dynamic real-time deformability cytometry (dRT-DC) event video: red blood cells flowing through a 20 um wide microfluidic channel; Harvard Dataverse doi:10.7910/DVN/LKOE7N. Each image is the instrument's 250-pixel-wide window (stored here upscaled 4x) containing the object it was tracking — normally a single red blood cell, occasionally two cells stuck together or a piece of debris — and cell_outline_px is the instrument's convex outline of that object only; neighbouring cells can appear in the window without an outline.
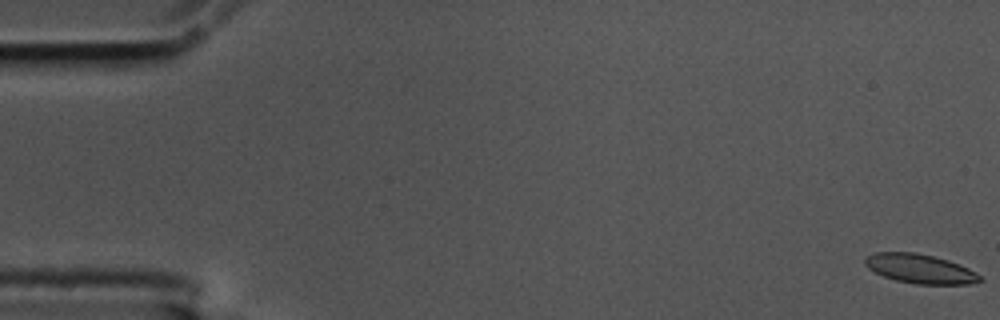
{"species": "common noctule bat (a hibernating species)", "species_latin": "Nyctalus noctula", "temperature_condition": "cold", "stored_images_in_passage": 59, "camera_frame_rate_fps": 3000, "um_per_image_px": 0.085, "animal": {"sex": "male", "body_mass_g": 17.5, "forearm_length_mm": 52.3}, "frame": {"image": 1, "passage_image": 1, "time_ms": 0.0, "image_size_px": [1000, 320], "cell_outline_px": [[984, 280], [976, 284], [916, 284], [896, 280], [884, 276], [868, 268], [864, 264], [864, 256], [876, 252], [916, 252], [948, 260], [968, 268], [976, 272]], "centroid_in_image_um": [78.21, 22.84], "position_along_channel_um": 6.8, "area_um2": 19.65}}
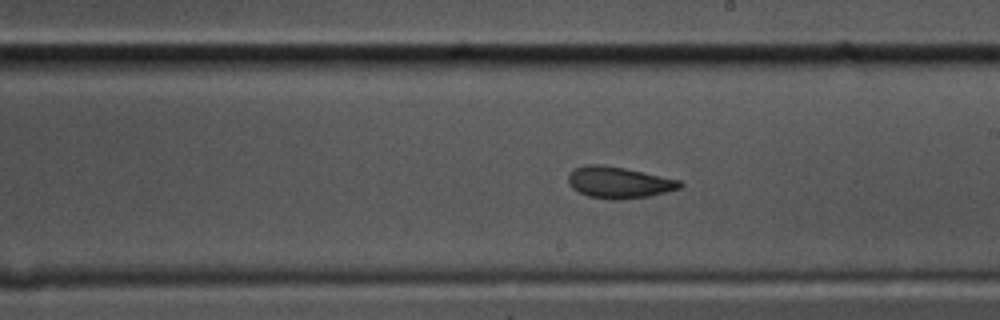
{"frame": {"image": 2, "passage_image": 33, "time_ms": 10.667, "image_size_px": [1000, 320], "cell_outline_px": [[684, 184], [680, 188], [648, 196], [620, 200], [612, 200], [588, 196], [572, 188], [568, 184], [568, 172], [576, 168], [588, 164], [604, 164], [624, 168], [680, 180]], "centroid_in_image_um": [52.57, 15.5], "position_along_channel_um": 236.4, "area_um2": 20.46}}
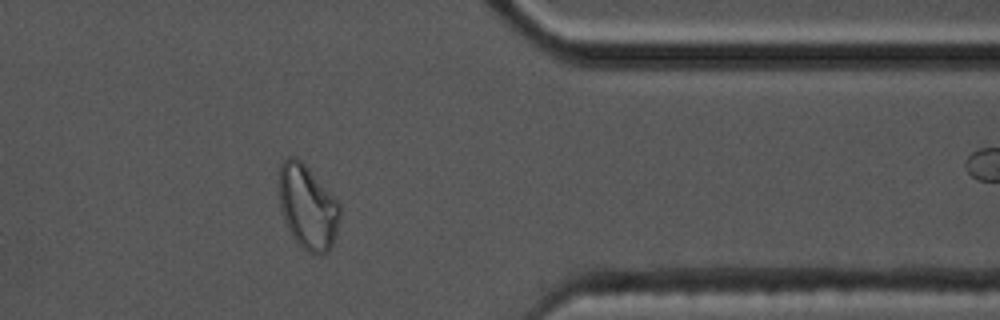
{"frame": {"image": 3, "passage_image": 47, "time_ms": 15.333, "image_size_px": [1000, 320], "cell_outline_px": [[340, 216], [336, 232], [332, 244], [328, 252], [324, 256], [312, 256], [292, 236], [284, 220], [280, 208], [280, 164], [288, 156], [296, 156], [308, 168], [340, 204]], "centroid_in_image_um": [26.16, 17.64], "position_along_channel_um": 385.2, "area_um2": 29.65}, "authors_computed_cell_mechanics": {"area_um2": 20.6346, "velocity_mm_per_s": 3.5112, "shape_relaxation_time_tau1_ms": null, "shape_relaxation_time_tau2_ms": 1.9397, "deformation_change_tau1": null, "deformation_change_tau2": 0.0826}}